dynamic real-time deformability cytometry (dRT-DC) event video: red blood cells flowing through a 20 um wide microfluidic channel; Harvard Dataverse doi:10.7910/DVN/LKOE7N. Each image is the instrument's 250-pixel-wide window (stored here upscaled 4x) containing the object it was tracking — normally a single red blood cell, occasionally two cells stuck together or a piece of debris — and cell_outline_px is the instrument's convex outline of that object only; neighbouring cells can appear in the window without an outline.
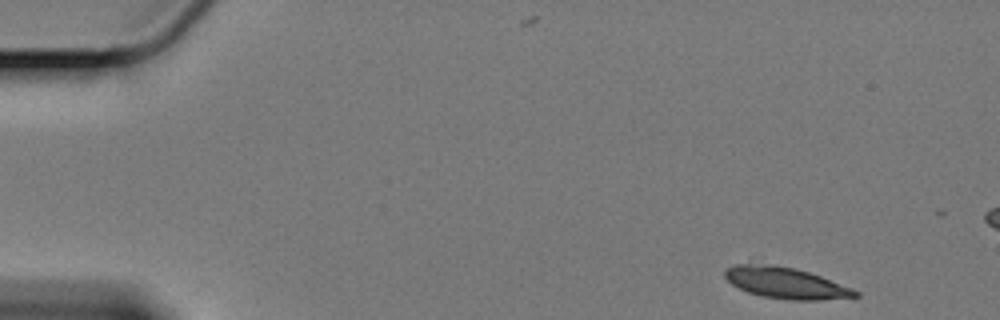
{"species": "Egyptian fruit bat (a non-hibernating species)", "species_latin": "Rousettus aegyptiacus", "temperature_condition": "cold", "stored_images_in_passage": 13, "camera_frame_rate_fps": 3000, "um_per_image_px": 0.085, "animal": {"sex": "female"}, "frame": {"image": 1, "passage_image": 1, "time_ms": 0.0, "image_size_px": [1000, 320], "cell_outline_px": [[860, 296], [820, 300], [788, 300], [764, 296], [748, 292], [732, 284], [724, 276], [724, 272], [728, 268], [736, 264], [748, 264], [792, 268], [808, 272], [820, 276], [852, 288], [860, 292]], "centroid_in_image_um": [66.82, 24.08], "position_along_channel_um": 18.2, "area_um2": 23.06}}